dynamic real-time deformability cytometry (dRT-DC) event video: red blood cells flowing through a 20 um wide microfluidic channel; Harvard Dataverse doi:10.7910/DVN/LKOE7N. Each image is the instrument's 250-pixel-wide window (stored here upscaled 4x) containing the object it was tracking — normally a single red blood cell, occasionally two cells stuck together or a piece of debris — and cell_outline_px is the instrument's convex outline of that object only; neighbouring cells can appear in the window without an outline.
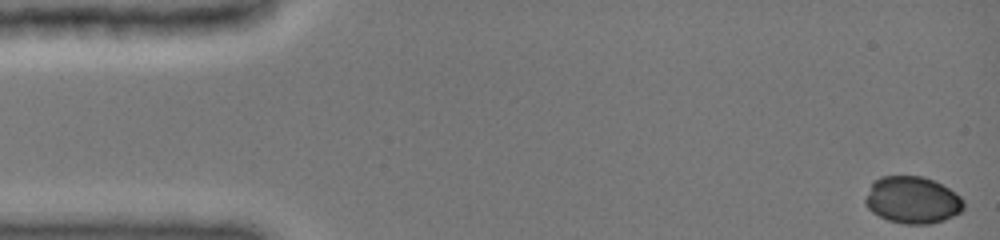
{"species": "common noctule bat (a hibernating species)", "species_latin": "Nyctalus noctula", "temperature_condition": "cold", "stored_images_in_passage": 5, "camera_frame_rate_fps": 3000, "um_per_image_px": 0.085, "animal": {"sex": "female", "body_mass_g": 19.0, "forearm_length_mm": 51.5}, "frame": {"image": 1, "passage_image": 1, "time_ms": 0.0, "image_size_px": [1000, 240], "cell_outline_px": [[964, 208], [960, 212], [944, 220], [928, 224], [904, 224], [888, 220], [872, 212], [864, 204], [864, 200], [872, 184], [880, 176], [920, 176], [932, 180], [956, 192], [964, 200]], "centroid_in_image_um": [77.56, 17.01], "position_along_channel_um": 7.4, "area_um2": 26.82}}
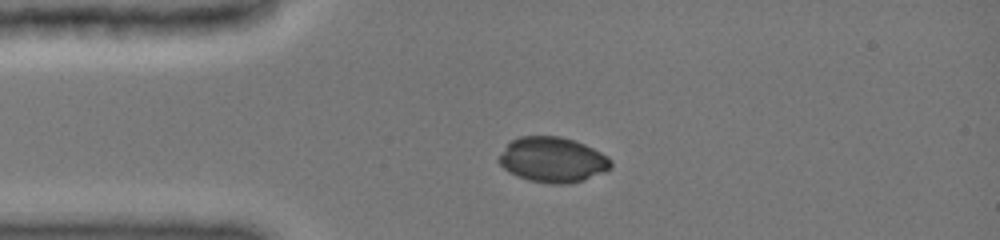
{"frame": {"image": 2, "passage_image": 4, "time_ms": 3.333, "image_size_px": [1000, 240], "cell_outline_px": [[612, 168], [604, 172], [584, 180], [568, 184], [552, 184], [528, 180], [508, 172], [496, 160], [508, 144], [512, 140], [520, 136], [560, 136], [576, 140], [608, 156], [612, 160]], "centroid_in_image_um": [46.99, 13.58], "position_along_channel_um": 38.0, "area_um2": 29.65}}